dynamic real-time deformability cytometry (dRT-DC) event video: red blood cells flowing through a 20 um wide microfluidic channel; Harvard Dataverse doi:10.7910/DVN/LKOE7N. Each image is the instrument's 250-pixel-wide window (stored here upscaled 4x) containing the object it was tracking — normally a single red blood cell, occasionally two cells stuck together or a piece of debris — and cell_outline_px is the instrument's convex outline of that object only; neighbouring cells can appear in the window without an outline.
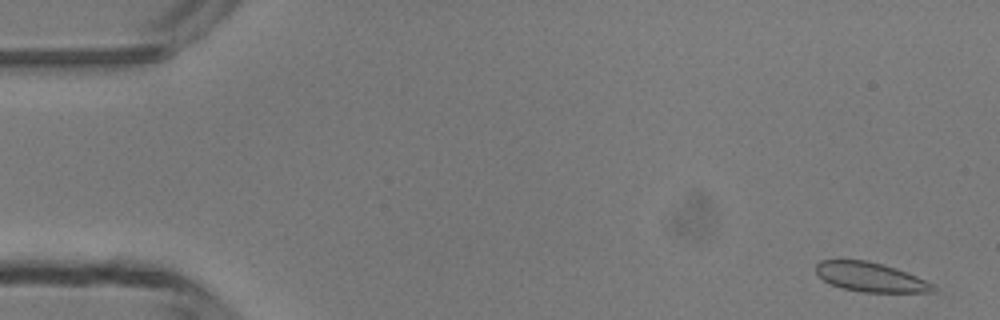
{"species": "common noctule bat (a hibernating species)", "species_latin": "Nyctalus noctula", "temperature_condition": "room temperature", "stored_images_in_passage": 11, "camera_frame_rate_fps": 3000, "um_per_image_px": 0.085, "animal": {"sex": "male", "body_mass_g": 13.3}, "frame": {"image": 1, "passage_image": 2, "time_ms": 0.333, "image_size_px": [1000, 320], "cell_outline_px": [[936, 292], [860, 292], [840, 288], [824, 280], [816, 272], [816, 264], [820, 260], [868, 260], [896, 268], [908, 272], [932, 284], [936, 288]], "centroid_in_image_um": [73.99, 23.55], "position_along_channel_um": 11.0, "area_um2": 20.0}}